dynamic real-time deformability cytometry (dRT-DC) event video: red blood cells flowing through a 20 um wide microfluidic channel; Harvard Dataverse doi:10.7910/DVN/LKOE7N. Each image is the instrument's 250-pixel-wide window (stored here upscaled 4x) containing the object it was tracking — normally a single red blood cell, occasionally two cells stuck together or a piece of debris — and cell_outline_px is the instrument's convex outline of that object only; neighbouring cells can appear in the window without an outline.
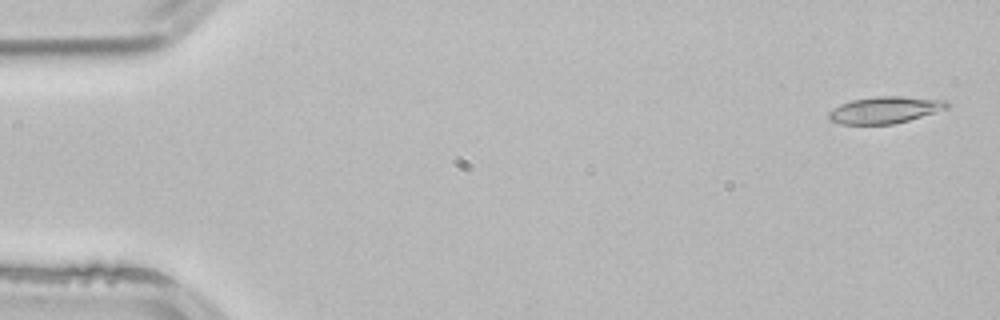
{"species": "common noctule bat (a hibernating species)", "species_latin": "Nyctalus noctula", "temperature_condition": "room temperature", "stored_images_in_passage": 51, "camera_frame_rate_fps": 3000, "um_per_image_px": 0.085, "animal": {"sex": "male", "body_mass_g": 21.5, "forearm_length_mm": 52.0}, "frame": {"image": 1, "passage_image": 1, "time_ms": 0.0, "image_size_px": [1000, 320], "cell_outline_px": [[948, 108], [936, 112], [908, 120], [892, 124], [840, 124], [828, 120], [828, 112], [840, 104], [852, 100], [876, 96], [900, 96], [948, 100]], "centroid_in_image_um": [75.2, 9.34], "position_along_channel_um": 9.8, "area_um2": 18.44}}
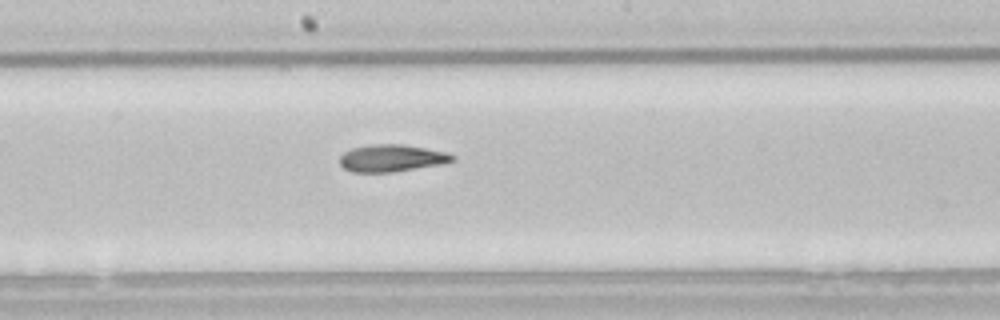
{"frame": {"image": 2, "passage_image": 27, "time_ms": 8.667, "image_size_px": [1000, 320], "cell_outline_px": [[456, 160], [436, 164], [392, 172], [352, 172], [344, 168], [340, 164], [340, 156], [344, 152], [352, 148], [372, 144], [400, 144], [424, 148], [444, 152], [456, 156]], "centroid_in_image_um": [33.23, 13.43], "position_along_channel_um": 215.0, "area_um2": 17.46}}
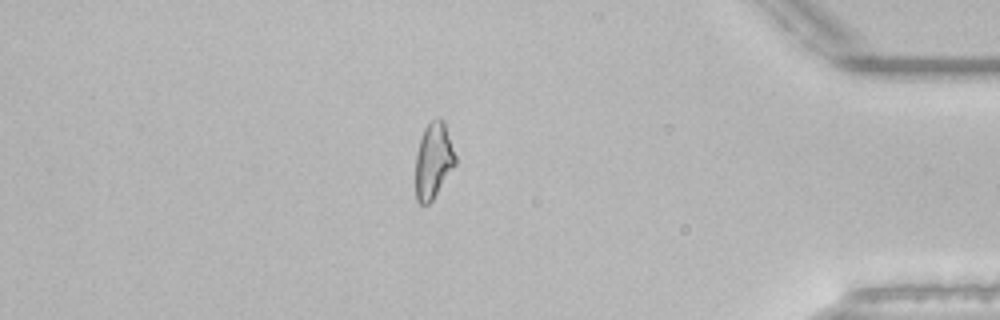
{"frame": {"image": 3, "passage_image": 44, "time_ms": 14.333, "image_size_px": [1000, 320], "cell_outline_px": [[456, 164], [432, 200], [428, 204], [420, 204], [416, 200], [416, 152], [424, 128], [432, 120], [444, 120], [456, 156]], "centroid_in_image_um": [36.84, 13.66], "position_along_channel_um": 398.4, "area_um2": 17.4}, "authors_computed_cell_mechanics": {"area_um2": 18.207, "velocity_mm_per_s": 3.8918, "shape_relaxation_time_tau1_ms": 9.7035, "shape_relaxation_time_tau2_ms": 5.7581, "deformation_change_tau1": 0.2168, "deformation_change_tau2": 0.1524}}